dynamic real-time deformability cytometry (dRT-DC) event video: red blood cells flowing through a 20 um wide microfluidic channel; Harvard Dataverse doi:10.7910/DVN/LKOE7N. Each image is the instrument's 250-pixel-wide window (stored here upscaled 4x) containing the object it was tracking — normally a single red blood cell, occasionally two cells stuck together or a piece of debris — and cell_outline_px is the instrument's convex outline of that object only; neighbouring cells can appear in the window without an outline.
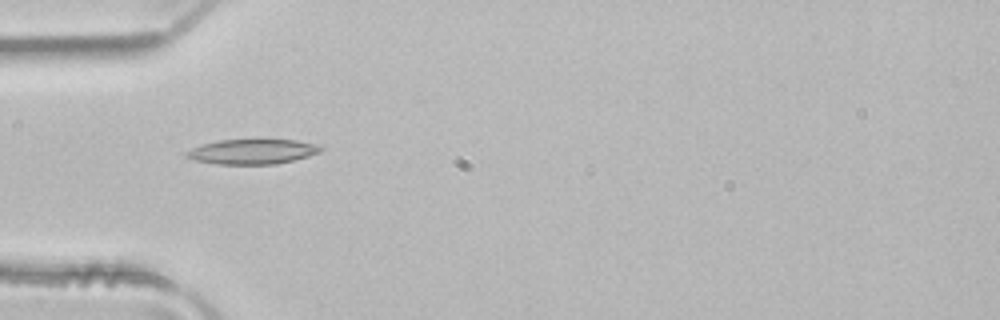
{"species": "common noctule bat (a hibernating species)", "species_latin": "Nyctalus noctula", "temperature_condition": "room temperature", "stored_images_in_passage": 4, "camera_frame_rate_fps": 3000, "um_per_image_px": 0.085, "animal": {"sex": "male", "body_mass_g": 21.5, "forearm_length_mm": 52.0}, "frame": {"image": 1, "passage_image": 3, "time_ms": 0.667, "image_size_px": [1000, 320], "cell_outline_px": [[324, 148], [320, 152], [308, 156], [276, 164], [216, 164], [196, 160], [184, 156], [184, 152], [192, 148], [204, 144], [220, 140], [296, 140], [320, 144]], "centroid_in_image_um": [21.48, 12.88], "position_along_channel_um": 63.5, "area_um2": 19.42}}
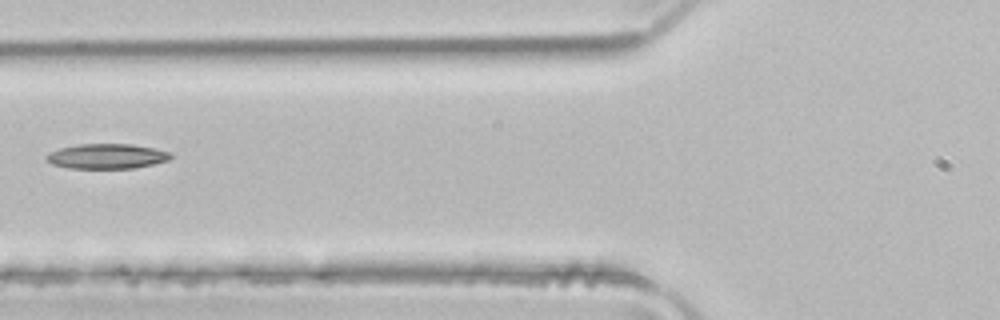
{"frame": {"image": 2, "passage_image": 4, "time_ms": 1.0, "image_size_px": [1000, 320], "cell_outline_px": [[172, 156], [168, 160], [136, 168], [68, 168], [52, 164], [44, 156], [48, 152], [60, 148], [80, 144], [132, 144], [172, 152]], "centroid_in_image_um": [9.07, 13.28], "position_along_channel_um": 116.7, "area_um2": 18.03}}